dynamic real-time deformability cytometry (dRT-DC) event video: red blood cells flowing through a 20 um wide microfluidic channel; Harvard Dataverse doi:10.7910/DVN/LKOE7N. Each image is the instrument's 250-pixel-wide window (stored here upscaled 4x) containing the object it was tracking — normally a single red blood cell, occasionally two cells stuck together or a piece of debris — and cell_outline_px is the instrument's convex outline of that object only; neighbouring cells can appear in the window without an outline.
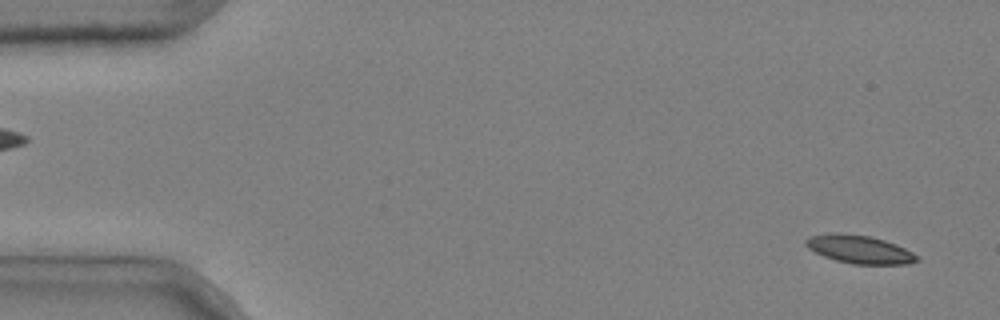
{"species": "common noctule bat (a hibernating species)", "species_latin": "Nyctalus noctula", "temperature_condition": "cold", "stored_images_in_passage": 51, "camera_frame_rate_fps": 3000, "um_per_image_px": 0.085, "animal": {"sex": "male", "body_mass_g": 20.4}, "frame": {"image": 1, "passage_image": 2, "time_ms": 0.333, "image_size_px": [1000, 320], "cell_outline_px": [[920, 260], [908, 264], [852, 264], [836, 260], [824, 256], [808, 248], [804, 244], [804, 240], [812, 236], [836, 232], [840, 232], [868, 236], [884, 240], [896, 244], [912, 252]], "centroid_in_image_um": [73.05, 21.19], "position_along_channel_um": 12.0, "area_um2": 18.09}}
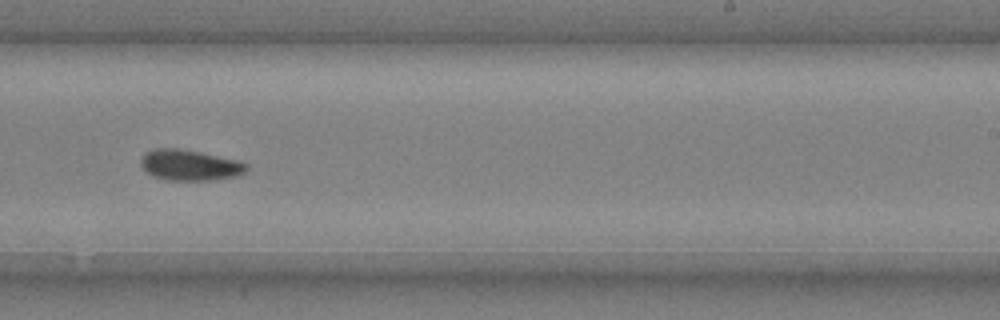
{"frame": {"image": 2, "passage_image": 33, "time_ms": 10.667, "image_size_px": [1000, 320], "cell_outline_px": [[248, 168], [240, 176], [212, 180], [164, 180], [152, 176], [140, 164], [140, 160], [144, 152], [156, 148], [176, 148], [200, 152], [236, 160], [248, 164]], "centroid_in_image_um": [16.12, 14.04], "position_along_channel_um": 272.9, "area_um2": 19.02}}
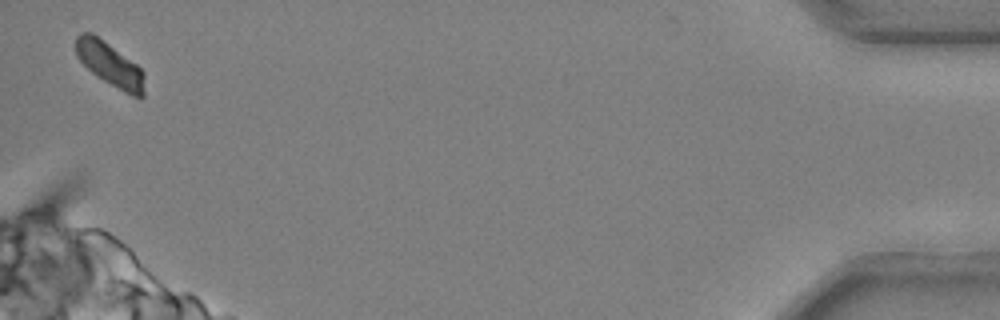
{"frame": {"image": 3, "passage_image": 51, "time_ms": 16.667, "image_size_px": [1000, 320], "cell_outline_px": [[144, 96], [132, 96], [124, 92], [96, 76], [76, 56], [76, 36], [80, 32], [92, 32], [136, 64], [144, 72]], "centroid_in_image_um": [9.33, 5.46], "position_along_channel_um": 425.9, "area_um2": 17.34}, "authors_computed_cell_mechanics": {"area_um2": 18.6694, "velocity_mm_per_s": 3.6743, "shape_relaxation_time_tau1_ms": 5.3493, "shape_relaxation_time_tau2_ms": 8.9756, "deformation_change_tau1": 0.1364, "deformation_change_tau2": 0.1263}}